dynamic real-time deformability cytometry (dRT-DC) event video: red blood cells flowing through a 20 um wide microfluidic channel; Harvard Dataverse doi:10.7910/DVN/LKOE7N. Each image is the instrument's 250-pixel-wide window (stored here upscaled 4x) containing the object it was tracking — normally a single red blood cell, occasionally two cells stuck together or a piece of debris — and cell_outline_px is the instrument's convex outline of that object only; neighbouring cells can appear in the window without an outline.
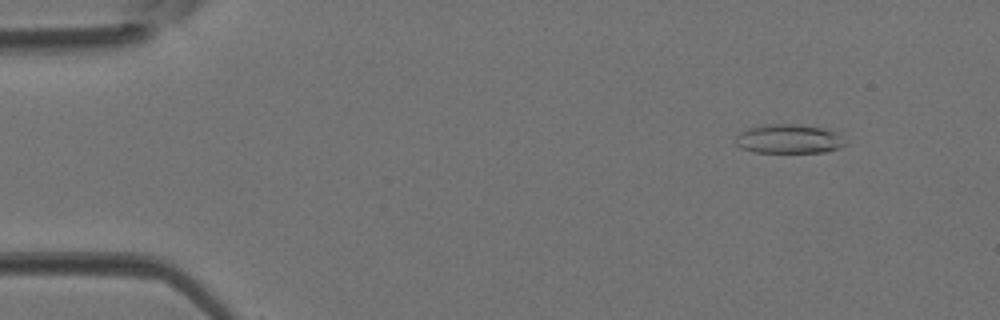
{"species": "Egyptian fruit bat (a non-hibernating species)", "species_latin": "Rousettus aegyptiacus", "temperature_condition": "room temperature", "stored_images_in_passage": 4, "camera_frame_rate_fps": 3000, "um_per_image_px": 0.085, "animal": {"sex": "female"}, "frame": {"image": 1, "passage_image": 2, "time_ms": 0.333, "image_size_px": [1000, 320], "cell_outline_px": [[848, 144], [840, 148], [824, 152], [756, 152], [740, 148], [736, 144], [736, 136], [740, 132], [748, 128], [760, 124], [796, 124], [820, 128], [836, 132]], "centroid_in_image_um": [67.03, 11.81], "position_along_channel_um": 18.0, "area_um2": 18.61}}
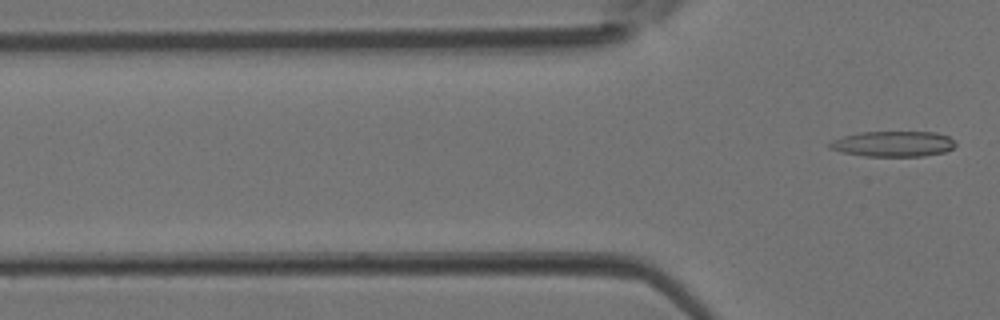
{"frame": {"image": 2, "passage_image": 4, "time_ms": 1.0, "image_size_px": [1000, 320], "cell_outline_px": [[956, 144], [952, 148], [944, 152], [924, 156], [864, 156], [840, 152], [828, 148], [828, 144], [832, 140], [844, 136], [860, 132], [936, 132], [948, 136], [956, 140]], "centroid_in_image_um": [75.92, 12.23], "position_along_channel_um": 49.9, "area_um2": 18.84}}